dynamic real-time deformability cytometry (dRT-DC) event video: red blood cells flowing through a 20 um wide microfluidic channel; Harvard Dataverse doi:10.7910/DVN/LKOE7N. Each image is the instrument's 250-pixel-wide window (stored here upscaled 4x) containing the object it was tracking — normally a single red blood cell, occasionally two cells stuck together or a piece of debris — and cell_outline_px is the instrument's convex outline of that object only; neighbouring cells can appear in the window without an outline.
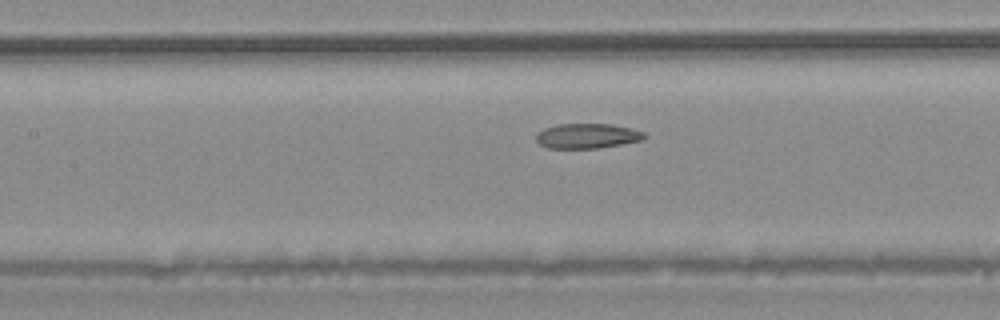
{"species": "common noctule bat (a hibernating species)", "species_latin": "Nyctalus noctula", "temperature_condition": "warm", "stored_images_in_passage": 25, "camera_frame_rate_fps": 3000, "um_per_image_px": 0.085, "animal": {"sex": "male", "body_mass_g": 20.4}, "frame": {"image": 1, "passage_image": 11, "time_ms": 3.333, "image_size_px": [1000, 320], "cell_outline_px": [[644, 136], [640, 140], [600, 148], [548, 148], [540, 144], [536, 140], [536, 132], [544, 128], [556, 124], [612, 124], [632, 128], [644, 132]], "centroid_in_image_um": [49.86, 11.54], "position_along_channel_um": 157.5, "area_um2": 15.66}}